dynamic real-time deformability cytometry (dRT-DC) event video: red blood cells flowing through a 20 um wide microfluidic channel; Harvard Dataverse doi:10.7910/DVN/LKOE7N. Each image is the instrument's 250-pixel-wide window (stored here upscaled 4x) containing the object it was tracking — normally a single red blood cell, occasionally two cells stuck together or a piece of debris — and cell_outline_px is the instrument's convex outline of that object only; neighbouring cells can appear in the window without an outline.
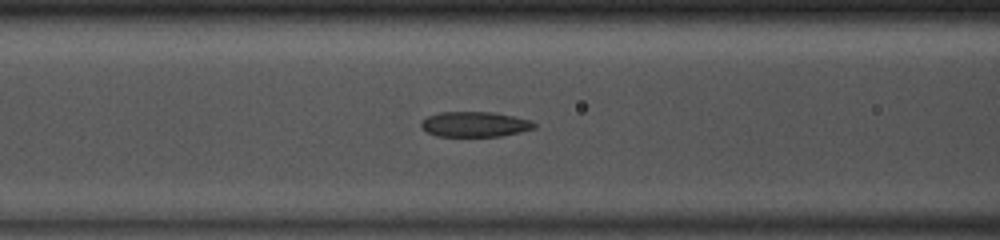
{"species": "common noctule bat (a hibernating species)", "species_latin": "Nyctalus noctula", "temperature_condition": "room temperature", "stored_images_in_passage": 47, "camera_frame_rate_fps": 3000, "um_per_image_px": 0.085, "animal": {"sex": "male", "body_mass_g": 13.0, "forearm_length_mm": 53.1}, "frame": {"image": 1, "passage_image": 18, "time_ms": 5.667, "image_size_px": [1000, 240], "cell_outline_px": [[536, 128], [520, 132], [500, 136], [436, 136], [428, 132], [420, 124], [428, 116], [440, 112], [492, 112], [532, 120], [536, 124]], "centroid_in_image_um": [40.4, 10.56], "position_along_channel_um": 126.2, "area_um2": 16.47}}
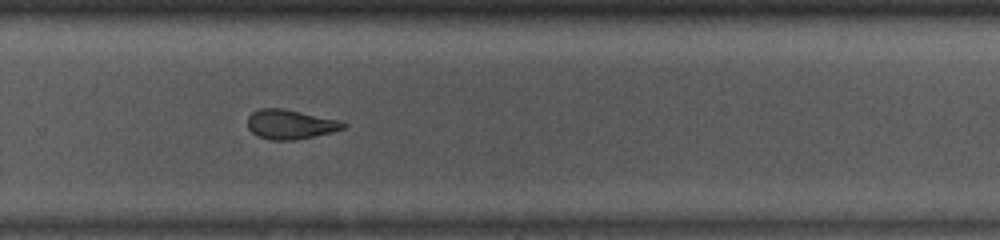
{"frame": {"image": 2, "passage_image": 31, "time_ms": 10.0, "image_size_px": [1000, 240], "cell_outline_px": [[348, 124], [344, 128], [332, 132], [292, 140], [272, 140], [256, 136], [248, 128], [248, 116], [252, 112], [260, 108], [284, 108], [340, 120]], "centroid_in_image_um": [24.66, 10.56], "position_along_channel_um": 305.1, "area_um2": 16.47}}
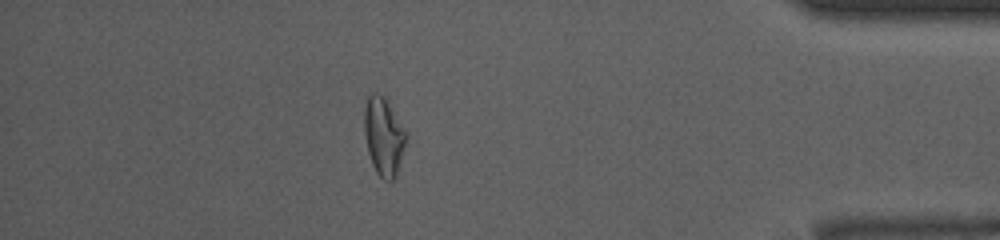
{"frame": {"image": 3, "passage_image": 41, "time_ms": 13.333, "image_size_px": [1000, 240], "cell_outline_px": [[408, 136], [396, 176], [392, 180], [384, 180], [376, 172], [372, 164], [368, 152], [364, 132], [364, 108], [368, 96], [372, 92], [376, 92], [384, 96], [404, 128]], "centroid_in_image_um": [32.61, 11.58], "position_along_channel_um": 402.6, "area_um2": 19.02}, "authors_computed_cell_mechanics": {"area_um2": 17.4556, "velocity_mm_per_s": 4.1437, "shape_relaxation_time_tau1_ms": 5.3898, "shape_relaxation_time_tau2_ms": 3.4448, "deformation_change_tau1": 0.166, "deformation_change_tau2": 0.0585}}